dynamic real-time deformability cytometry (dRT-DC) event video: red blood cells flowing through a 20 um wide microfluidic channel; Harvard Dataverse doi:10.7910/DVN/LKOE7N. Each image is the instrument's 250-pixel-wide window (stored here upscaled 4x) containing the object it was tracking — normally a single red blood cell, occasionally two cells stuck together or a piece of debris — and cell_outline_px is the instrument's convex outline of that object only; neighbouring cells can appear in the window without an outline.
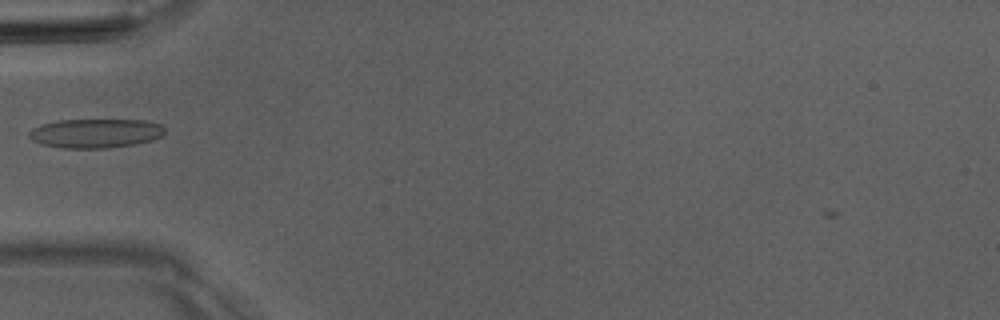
{"species": "Egyptian fruit bat (a non-hibernating species)", "species_latin": "Rousettus aegyptiacus", "temperature_condition": "room temperature", "stored_images_in_passage": 2, "camera_frame_rate_fps": 3000, "um_per_image_px": 0.085, "animal": {"sex": "male"}, "frame": {"image": 1, "passage_image": 2, "time_ms": 1.0, "image_size_px": [1000, 320], "cell_outline_px": [[164, 132], [160, 136], [152, 140], [132, 144], [108, 148], [60, 148], [40, 144], [32, 140], [28, 136], [28, 132], [32, 128], [40, 124], [60, 120], [144, 120], [160, 124], [164, 128]], "centroid_in_image_um": [8.05, 11.33], "position_along_channel_um": 76.9, "area_um2": 23.06}}